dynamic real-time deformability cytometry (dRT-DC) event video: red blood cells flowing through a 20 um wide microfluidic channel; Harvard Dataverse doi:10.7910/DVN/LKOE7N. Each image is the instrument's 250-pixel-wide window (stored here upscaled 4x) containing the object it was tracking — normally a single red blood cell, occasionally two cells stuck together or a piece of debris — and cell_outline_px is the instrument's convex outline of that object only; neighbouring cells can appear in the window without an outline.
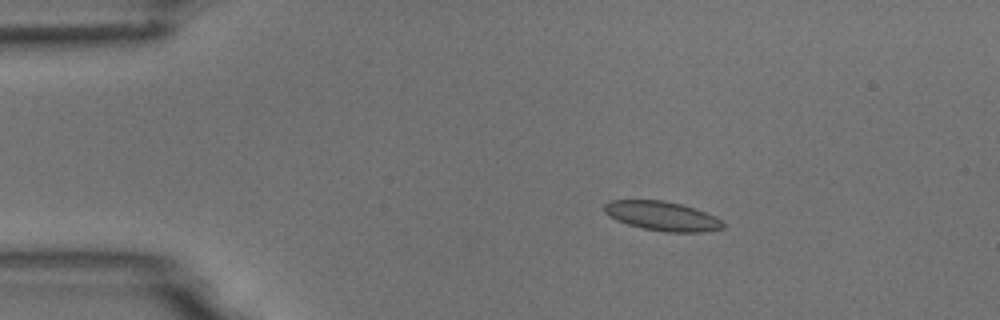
{"species": "common noctule bat (a hibernating species)", "species_latin": "Nyctalus noctula", "temperature_condition": "room temperature", "stored_images_in_passage": 6, "camera_frame_rate_fps": 3000, "um_per_image_px": 0.085, "animal": {"sex": "male", "body_mass_g": 18.8}, "frame": {"image": 1, "passage_image": 3, "time_ms": 2.333, "image_size_px": [1000, 320], "cell_outline_px": [[724, 228], [704, 232], [664, 232], [644, 228], [628, 224], [616, 220], [608, 216], [604, 212], [604, 204], [608, 200], [664, 200], [696, 208], [720, 220], [724, 224]], "centroid_in_image_um": [56.24, 18.36], "position_along_channel_um": 28.8, "area_um2": 20.23}}
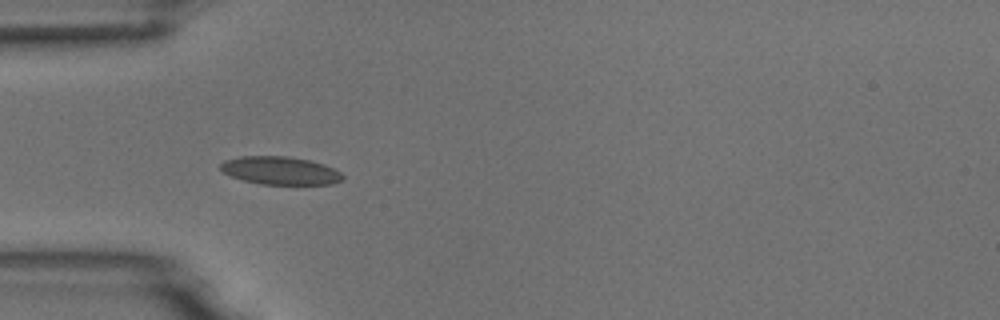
{"frame": {"image": 2, "passage_image": 5, "time_ms": 4.667, "image_size_px": [1000, 320], "cell_outline_px": [[344, 180], [332, 184], [260, 184], [244, 180], [232, 176], [224, 172], [220, 168], [220, 164], [224, 160], [240, 156], [288, 156], [308, 160], [324, 164], [340, 172], [344, 176]], "centroid_in_image_um": [23.83, 14.5], "position_along_channel_um": 61.2, "area_um2": 19.88}}